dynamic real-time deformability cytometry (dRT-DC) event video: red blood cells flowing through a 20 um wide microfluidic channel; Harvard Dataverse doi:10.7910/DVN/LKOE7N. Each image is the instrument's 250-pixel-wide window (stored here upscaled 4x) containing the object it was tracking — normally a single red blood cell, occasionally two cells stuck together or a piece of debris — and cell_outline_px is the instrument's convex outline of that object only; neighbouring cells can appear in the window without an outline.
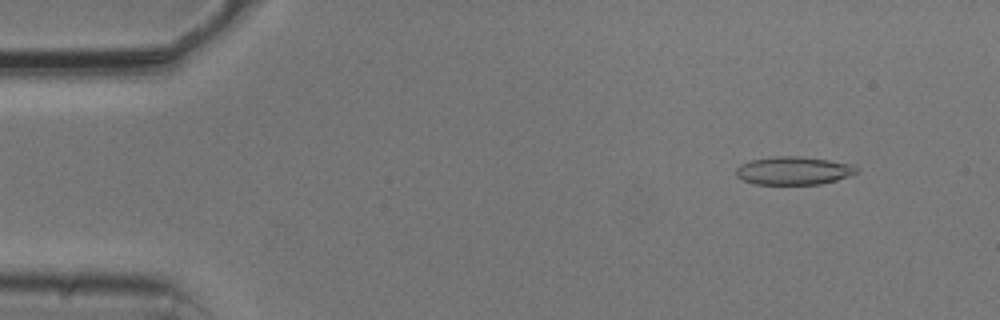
{"species": "common noctule bat (a hibernating species)", "species_latin": "Nyctalus noctula", "temperature_condition": "cold", "stored_images_in_passage": 53, "camera_frame_rate_fps": 3000, "um_per_image_px": 0.085, "animal": {"sex": "male", "body_mass_g": 20.5, "forearm_length_mm": 52.5}, "frame": {"image": 1, "passage_image": 5, "time_ms": 1.333, "image_size_px": [1000, 320], "cell_outline_px": [[856, 172], [848, 176], [836, 180], [820, 184], [756, 184], [744, 180], [736, 176], [736, 168], [740, 164], [752, 160], [772, 156], [800, 156], [828, 160], [852, 164], [856, 168]], "centroid_in_image_um": [67.42, 14.5], "position_along_channel_um": 17.6, "area_um2": 19.59}}
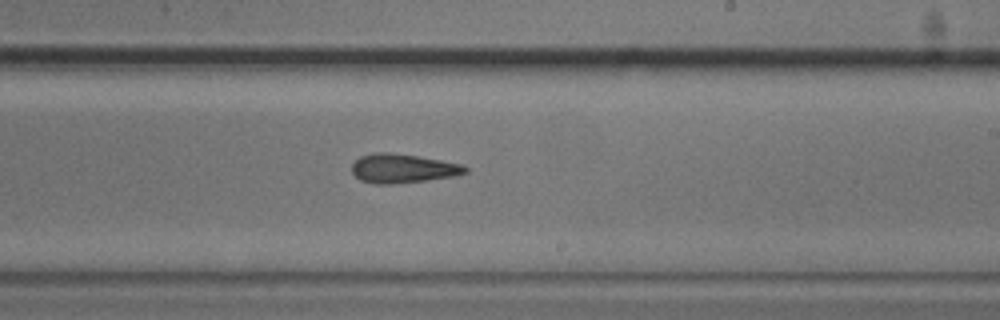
{"frame": {"image": 2, "passage_image": 31, "time_ms": 10.0, "image_size_px": [1000, 320], "cell_outline_px": [[468, 172], [456, 176], [428, 180], [392, 184], [376, 184], [360, 180], [352, 172], [352, 164], [360, 156], [372, 152], [388, 152], [416, 156], [440, 160], [460, 164], [468, 168]], "centroid_in_image_um": [34.22, 14.32], "position_along_channel_um": 254.8, "area_um2": 19.19}}
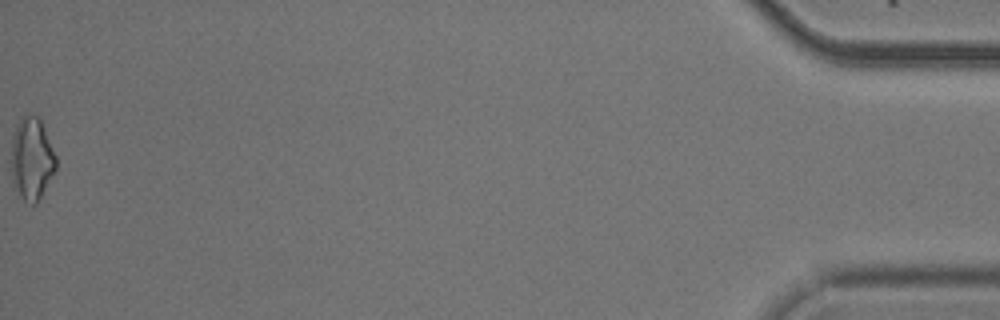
{"frame": {"image": 3, "passage_image": 53, "time_ms": 17.333, "image_size_px": [1000, 320], "cell_outline_px": [[56, 168], [36, 204], [32, 204], [24, 200], [12, 184], [12, 136], [16, 124], [20, 116], [28, 112], [40, 116], [56, 156]], "centroid_in_image_um": [2.69, 13.41], "position_along_channel_um": 432.5, "area_um2": 21.68}, "authors_computed_cell_mechanics": {"area_um2": 19.1318, "velocity_mm_per_s": 3.7961, "shape_relaxation_time_tau1_ms": 4.0504, "shape_relaxation_time_tau2_ms": 5.6769, "deformation_change_tau1": 0.1112, "deformation_change_tau2": 0.1905}}